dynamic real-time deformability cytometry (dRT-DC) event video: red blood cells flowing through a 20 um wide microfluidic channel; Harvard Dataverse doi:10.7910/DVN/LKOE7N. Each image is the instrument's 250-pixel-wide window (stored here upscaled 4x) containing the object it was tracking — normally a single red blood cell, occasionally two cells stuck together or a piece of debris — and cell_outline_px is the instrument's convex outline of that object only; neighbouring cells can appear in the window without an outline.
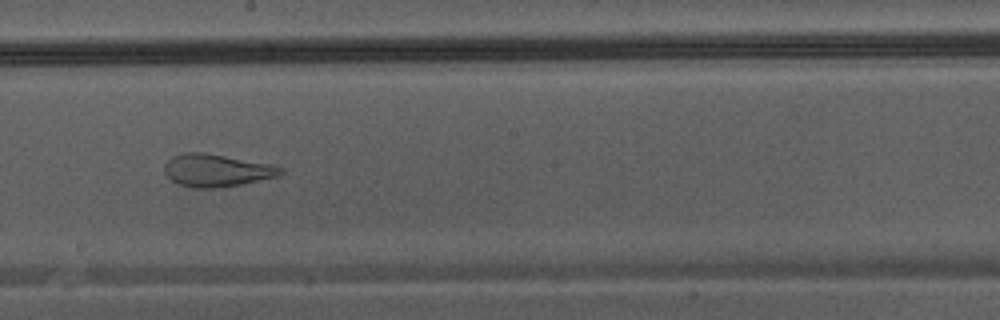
{"species": "Egyptian fruit bat (a non-hibernating species)", "species_latin": "Rousettus aegyptiacus", "temperature_condition": "warm", "stored_images_in_passage": 41, "camera_frame_rate_fps": 3000, "um_per_image_px": 0.085, "animal": {"sex": "male"}, "frame": {"image": 1, "passage_image": 24, "time_ms": 7.667, "image_size_px": [1000, 320], "cell_outline_px": [[284, 172], [276, 176], [240, 184], [212, 188], [196, 188], [180, 184], [172, 180], [164, 172], [164, 164], [172, 156], [184, 152], [204, 152], [272, 164], [284, 168]], "centroid_in_image_um": [18.39, 14.46], "position_along_channel_um": 229.8, "area_um2": 21.85}}